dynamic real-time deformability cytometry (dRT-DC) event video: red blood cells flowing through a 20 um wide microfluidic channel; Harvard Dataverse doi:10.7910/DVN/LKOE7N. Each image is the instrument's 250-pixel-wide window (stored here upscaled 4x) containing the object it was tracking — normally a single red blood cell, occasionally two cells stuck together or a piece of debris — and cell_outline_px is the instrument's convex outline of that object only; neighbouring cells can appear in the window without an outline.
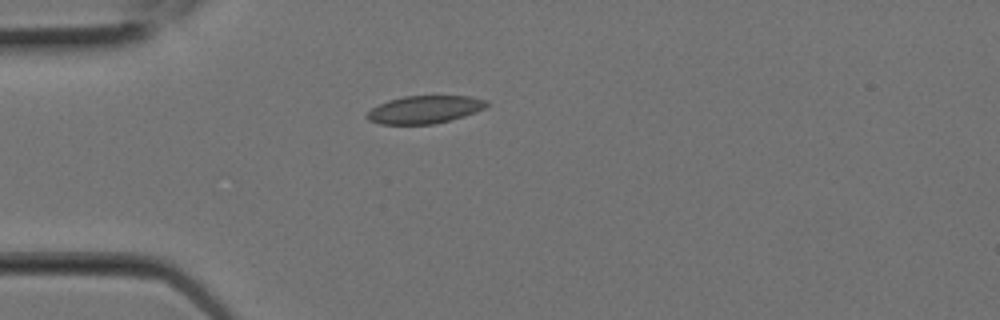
{"species": "Egyptian fruit bat (a non-hibernating species)", "species_latin": "Rousettus aegyptiacus", "temperature_condition": "room temperature", "stored_images_in_passage": 3, "camera_frame_rate_fps": 3000, "um_per_image_px": 0.085, "animal": {"sex": "female"}, "frame": {"image": 1, "passage_image": 1, "time_ms": 0.0, "image_size_px": [1000, 320], "cell_outline_px": [[488, 104], [484, 108], [476, 112], [464, 116], [432, 124], [380, 124], [368, 120], [364, 116], [372, 108], [388, 100], [404, 96], [472, 96], [488, 100]], "centroid_in_image_um": [36.09, 9.3], "position_along_channel_um": 48.9, "area_um2": 19.31}}
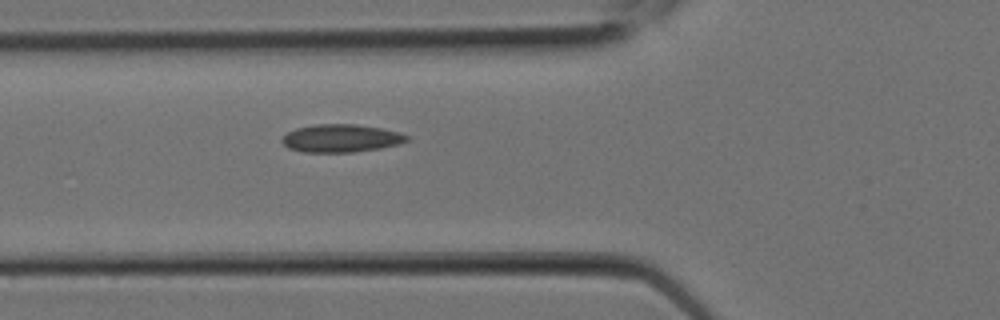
{"frame": {"image": 2, "passage_image": 3, "time_ms": 0.667, "image_size_px": [1000, 320], "cell_outline_px": [[408, 140], [400, 144], [380, 148], [352, 152], [304, 152], [288, 148], [280, 140], [288, 132], [296, 128], [316, 124], [356, 124], [380, 128], [400, 132], [408, 136]], "centroid_in_image_um": [28.99, 11.75], "position_along_channel_um": 96.8, "area_um2": 20.23}}